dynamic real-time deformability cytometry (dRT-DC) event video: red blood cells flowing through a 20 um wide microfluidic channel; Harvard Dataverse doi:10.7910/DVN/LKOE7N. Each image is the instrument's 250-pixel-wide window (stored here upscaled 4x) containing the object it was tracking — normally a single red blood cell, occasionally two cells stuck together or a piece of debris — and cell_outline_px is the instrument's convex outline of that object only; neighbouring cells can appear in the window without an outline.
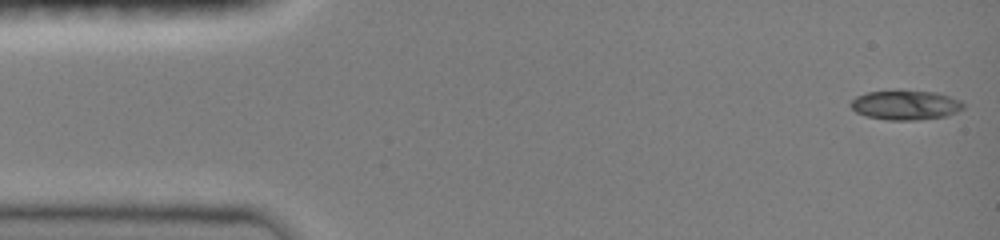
{"species": "common noctule bat (a hibernating species)", "species_latin": "Nyctalus noctula", "temperature_condition": "room temperature", "stored_images_in_passage": 8, "camera_frame_rate_fps": 3000, "um_per_image_px": 0.085, "animal": {"sex": "female", "body_mass_g": 19.0, "forearm_length_mm": 51.5}, "frame": {"image": 1, "passage_image": 1, "time_ms": 0.0, "image_size_px": [1000, 240], "cell_outline_px": [[964, 108], [948, 116], [916, 120], [888, 120], [868, 116], [856, 112], [848, 104], [856, 96], [868, 92], [900, 88], [936, 92], [960, 100], [964, 104]], "centroid_in_image_um": [76.96, 8.89], "position_along_channel_um": 8.0, "area_um2": 19.94}}
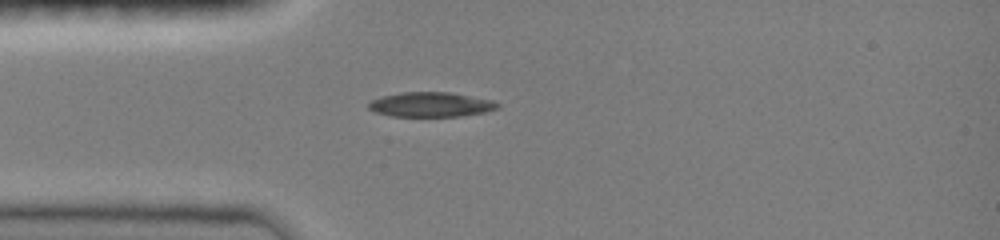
{"frame": {"image": 2, "passage_image": 6, "time_ms": 3.667, "image_size_px": [1000, 240], "cell_outline_px": [[500, 108], [484, 112], [460, 116], [392, 116], [376, 112], [368, 108], [368, 104], [372, 100], [380, 96], [400, 92], [448, 92], [492, 100], [500, 104]], "centroid_in_image_um": [36.61, 8.88], "position_along_channel_um": 48.4, "area_um2": 18.5}}
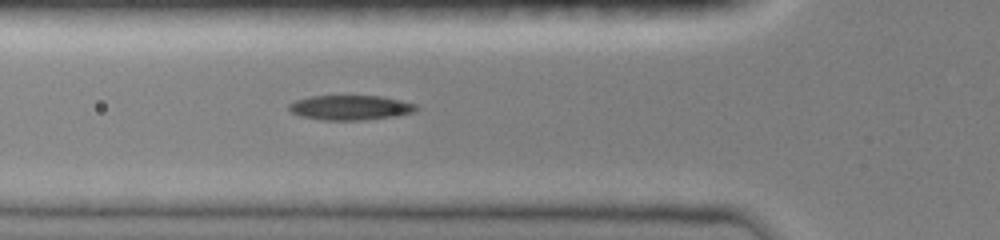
{"frame": {"image": 3, "passage_image": 8, "time_ms": 5.0, "image_size_px": [1000, 240], "cell_outline_px": [[420, 108], [416, 112], [396, 116], [364, 120], [324, 120], [300, 116], [292, 112], [288, 108], [288, 104], [296, 100], [308, 96], [380, 96], [400, 100], [416, 104]], "centroid_in_image_um": [29.81, 9.15], "position_along_channel_um": 96.0, "area_um2": 18.5}}